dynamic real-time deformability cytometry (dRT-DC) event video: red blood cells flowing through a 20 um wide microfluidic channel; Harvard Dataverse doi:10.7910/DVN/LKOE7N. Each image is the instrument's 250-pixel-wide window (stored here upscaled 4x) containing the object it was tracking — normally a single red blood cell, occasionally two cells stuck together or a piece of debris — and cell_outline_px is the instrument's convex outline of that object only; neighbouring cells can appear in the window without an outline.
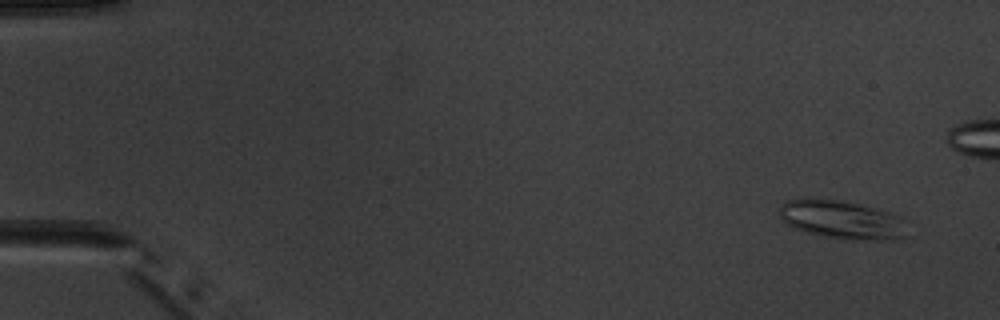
{"species": "common noctule bat (a hibernating species)", "species_latin": "Nyctalus noctula", "temperature_condition": "warm", "stored_images_in_passage": 6, "camera_frame_rate_fps": 3000, "um_per_image_px": 0.085, "animal": {"sex": "male", "body_mass_g": 20.1, "forearm_length_mm": 53.5}, "frame": {"image": 1, "passage_image": 1, "time_ms": 0.0, "image_size_px": [1000, 320], "cell_outline_px": [[908, 236], [896, 240], [868, 240], [824, 236], [804, 232], [788, 224], [780, 216], [780, 204], [788, 200], [836, 200], [876, 208], [900, 216], [904, 220]], "centroid_in_image_um": [71.64, 18.7], "position_along_channel_um": 13.4, "area_um2": 28.09}}